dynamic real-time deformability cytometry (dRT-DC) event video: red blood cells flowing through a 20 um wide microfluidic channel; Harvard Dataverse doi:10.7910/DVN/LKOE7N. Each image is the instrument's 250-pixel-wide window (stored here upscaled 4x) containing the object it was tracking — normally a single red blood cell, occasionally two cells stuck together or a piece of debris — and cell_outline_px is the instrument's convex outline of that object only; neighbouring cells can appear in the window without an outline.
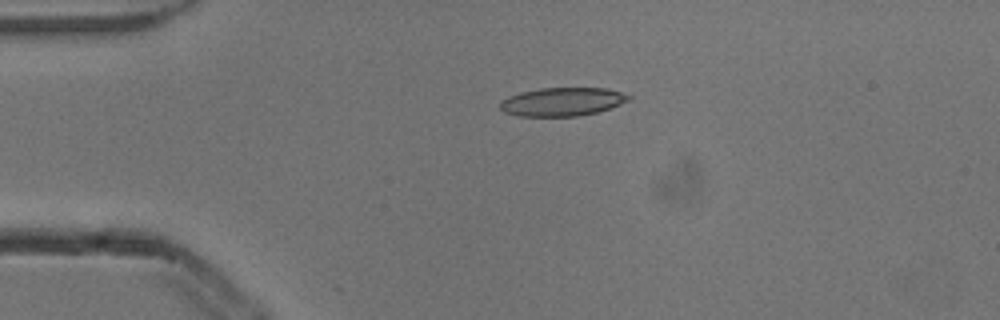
{"species": "common noctule bat (a hibernating species)", "species_latin": "Nyctalus noctula", "temperature_condition": "cold", "stored_images_in_passage": 2, "camera_frame_rate_fps": 3000, "um_per_image_px": 0.085, "animal": {"sex": "male", "body_mass_g": 13.3}, "frame": {"image": 1, "passage_image": 1, "time_ms": 0.0, "image_size_px": [1000, 320], "cell_outline_px": [[632, 96], [628, 100], [620, 104], [596, 112], [580, 116], [516, 116], [504, 112], [500, 108], [500, 100], [508, 96], [520, 92], [540, 88], [608, 88]], "centroid_in_image_um": [47.75, 8.64], "position_along_channel_um": 37.3, "area_um2": 21.33}}